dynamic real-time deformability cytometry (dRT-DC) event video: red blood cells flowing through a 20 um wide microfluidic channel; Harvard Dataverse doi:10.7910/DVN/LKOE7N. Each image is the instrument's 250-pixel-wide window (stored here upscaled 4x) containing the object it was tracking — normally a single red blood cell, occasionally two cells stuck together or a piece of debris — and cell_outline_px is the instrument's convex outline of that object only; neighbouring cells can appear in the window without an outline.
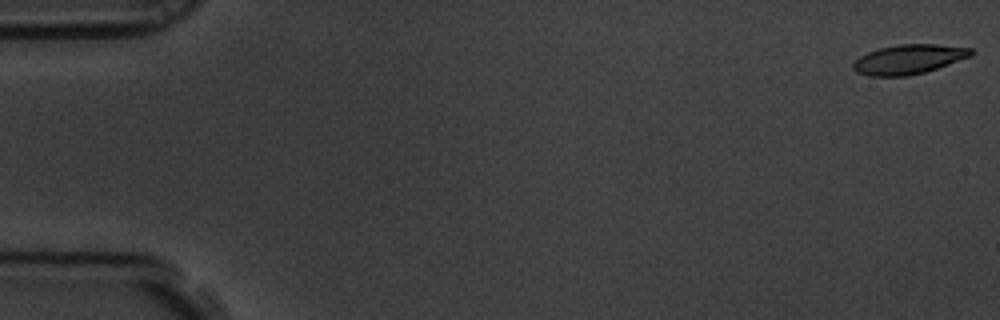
{"species": "common noctule bat (a hibernating species)", "species_latin": "Nyctalus noctula", "temperature_condition": "room temperature", "stored_images_in_passage": 4, "camera_frame_rate_fps": 3000, "um_per_image_px": 0.085, "animal": {"sex": "male", "body_mass_g": 19.5, "forearm_length_mm": 54.6}, "frame": {"image": 1, "passage_image": 1, "time_ms": 0.0, "image_size_px": [1000, 320], "cell_outline_px": [[976, 52], [972, 56], [924, 72], [908, 76], [868, 76], [856, 72], [852, 68], [852, 64], [860, 56], [868, 52], [880, 48], [900, 44], [936, 44], [972, 48]], "centroid_in_image_um": [77.25, 5.04], "position_along_channel_um": 7.8, "area_um2": 20.29}}